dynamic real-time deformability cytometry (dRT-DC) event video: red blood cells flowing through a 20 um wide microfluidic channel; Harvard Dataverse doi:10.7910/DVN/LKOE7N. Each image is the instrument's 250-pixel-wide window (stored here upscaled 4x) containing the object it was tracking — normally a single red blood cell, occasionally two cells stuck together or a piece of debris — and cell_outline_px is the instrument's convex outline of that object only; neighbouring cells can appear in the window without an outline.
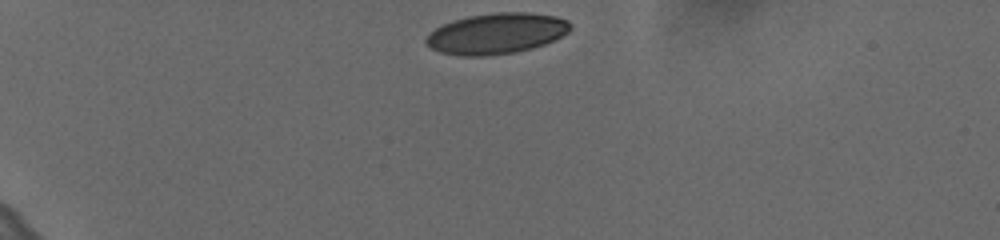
{"species": "human", "species_latin": "Homo sapiens", "temperature_condition": "cold", "stored_images_in_passage": 36, "camera_frame_rate_fps": 3000, "um_per_image_px": 0.085, "donor": {"sex": "female"}, "frame": {"image": 1, "passage_image": 1, "time_ms": 0.0, "image_size_px": [1000, 240], "cell_outline_px": [[572, 28], [568, 32], [544, 44], [532, 48], [516, 52], [484, 56], [460, 56], [440, 52], [432, 48], [424, 40], [436, 28], [452, 20], [468, 16], [496, 12], [528, 12], [556, 16], [568, 20], [572, 24]], "centroid_in_image_um": [42.22, 2.84], "position_along_channel_um": 42.8, "area_um2": 34.22}}
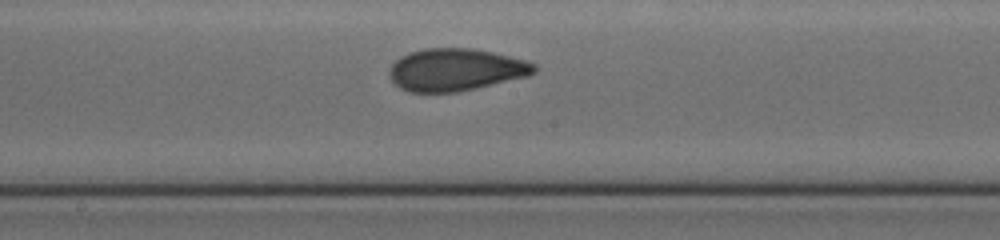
{"frame": {"image": 2, "passage_image": 20, "time_ms": 6.333, "image_size_px": [1000, 240], "cell_outline_px": [[536, 72], [528, 76], [456, 92], [408, 92], [400, 88], [388, 76], [388, 72], [392, 64], [400, 56], [424, 48], [472, 48], [492, 52], [524, 60], [536, 64]], "centroid_in_image_um": [38.71, 5.92], "position_along_channel_um": 209.5, "area_um2": 35.55}}
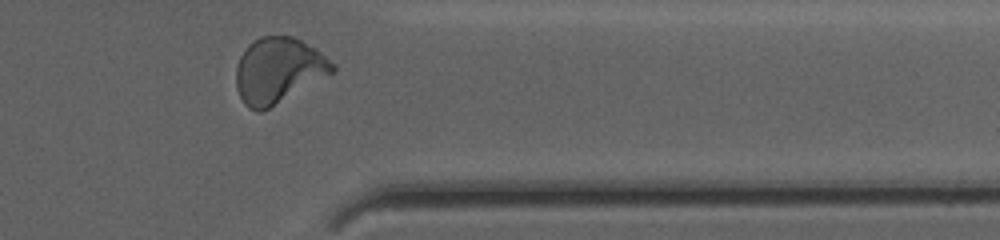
{"frame": {"image": 3, "passage_image": 35, "time_ms": 11.333, "image_size_px": [1000, 240], "cell_outline_px": [[336, 68], [332, 72], [268, 108], [260, 112], [256, 112], [248, 108], [244, 104], [236, 88], [236, 68], [240, 56], [248, 44], [260, 36], [292, 36], [316, 48], [336, 64]], "centroid_in_image_um": [23.63, 5.96], "position_along_channel_um": 387.8, "area_um2": 36.36}, "authors_computed_cell_mechanics": {"area_um2": 35.4892, "velocity_mm_per_s": 3.616, "shape_relaxation_time_tau1_ms": 10.0038, "shape_relaxation_time_tau2_ms": 0.986, "deformation_change_tau1": 0.2243, "deformation_change_tau2": 0.0635}}